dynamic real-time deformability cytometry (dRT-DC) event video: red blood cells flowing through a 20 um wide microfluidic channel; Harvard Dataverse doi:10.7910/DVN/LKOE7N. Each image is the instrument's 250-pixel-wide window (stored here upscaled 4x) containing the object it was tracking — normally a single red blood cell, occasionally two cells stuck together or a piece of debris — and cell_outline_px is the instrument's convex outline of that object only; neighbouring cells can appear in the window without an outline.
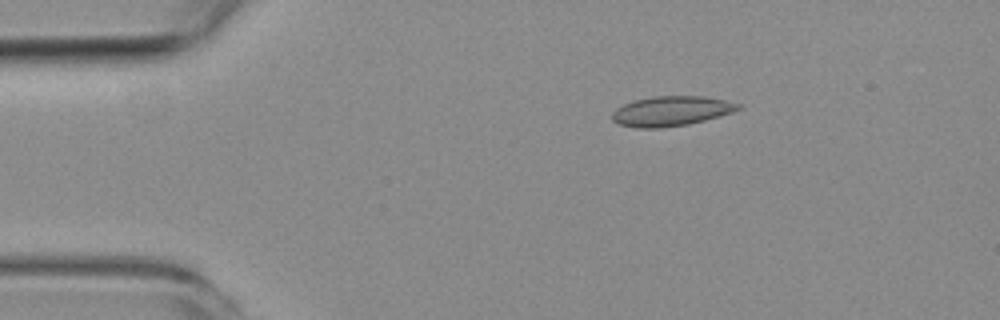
{"species": "common noctule bat (a hibernating species)", "species_latin": "Nyctalus noctula", "temperature_condition": "room temperature", "stored_images_in_passage": 4, "camera_frame_rate_fps": 3000, "um_per_image_px": 0.085, "animal": {"sex": "female", "body_mass_g": 19.3, "forearm_length_mm": 54.1}, "frame": {"image": 1, "passage_image": 1, "time_ms": 0.0, "image_size_px": [1000, 320], "cell_outline_px": [[744, 108], [720, 116], [688, 124], [660, 128], [636, 128], [620, 124], [612, 120], [612, 112], [616, 108], [624, 104], [636, 100], [652, 96], [704, 96], [744, 104]], "centroid_in_image_um": [57.09, 9.44], "position_along_channel_um": 27.9, "area_um2": 22.02}}
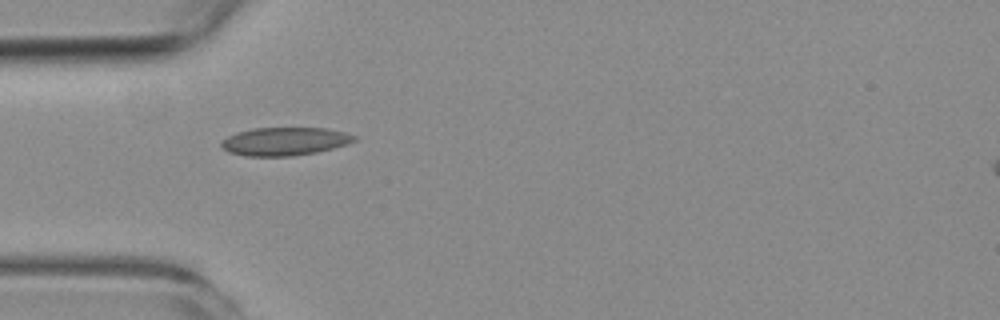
{"frame": {"image": 2, "passage_image": 3, "time_ms": 2.333, "image_size_px": [1000, 320], "cell_outline_px": [[356, 140], [348, 144], [316, 152], [292, 156], [248, 156], [228, 152], [220, 144], [228, 136], [236, 132], [252, 128], [328, 128], [344, 132], [356, 136]], "centroid_in_image_um": [24.21, 12.01], "position_along_channel_um": 60.8, "area_um2": 21.73}}
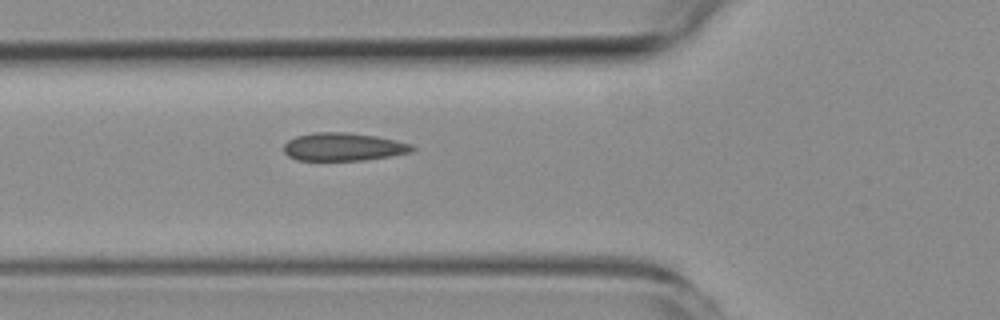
{"frame": {"image": 3, "passage_image": 4, "time_ms": 3.333, "image_size_px": [1000, 320], "cell_outline_px": [[416, 148], [412, 152], [364, 160], [296, 160], [288, 156], [284, 152], [284, 144], [288, 140], [296, 136], [312, 132], [348, 132], [376, 136], [396, 140], [412, 144]], "centroid_in_image_um": [29.18, 12.47], "position_along_channel_um": 96.6, "area_um2": 21.04}}